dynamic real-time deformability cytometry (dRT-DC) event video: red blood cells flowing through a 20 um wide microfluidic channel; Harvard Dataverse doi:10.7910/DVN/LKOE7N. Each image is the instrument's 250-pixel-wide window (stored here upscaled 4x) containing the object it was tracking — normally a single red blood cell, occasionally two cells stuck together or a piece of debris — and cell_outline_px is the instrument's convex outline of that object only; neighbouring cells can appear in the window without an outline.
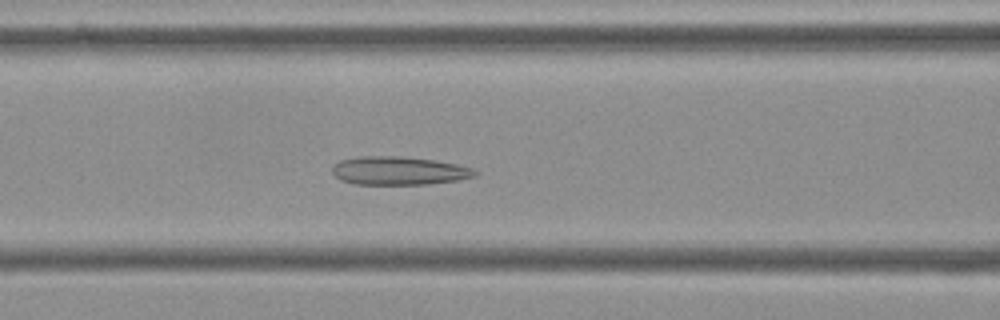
{"species": "Egyptian fruit bat (a non-hibernating species)", "species_latin": "Rousettus aegyptiacus", "temperature_condition": "cold", "stored_images_in_passage": 56, "camera_frame_rate_fps": 3000, "um_per_image_px": 0.085, "frame": {"image": 1, "passage_image": 23, "time_ms": 7.333, "image_size_px": [1000, 320], "cell_outline_px": [[476, 176], [460, 180], [428, 184], [356, 184], [340, 180], [332, 172], [332, 164], [340, 160], [360, 156], [400, 156], [432, 160], [456, 164], [472, 168], [476, 172]], "centroid_in_image_um": [33.87, 14.51], "position_along_channel_um": 132.7, "area_um2": 23.58}}
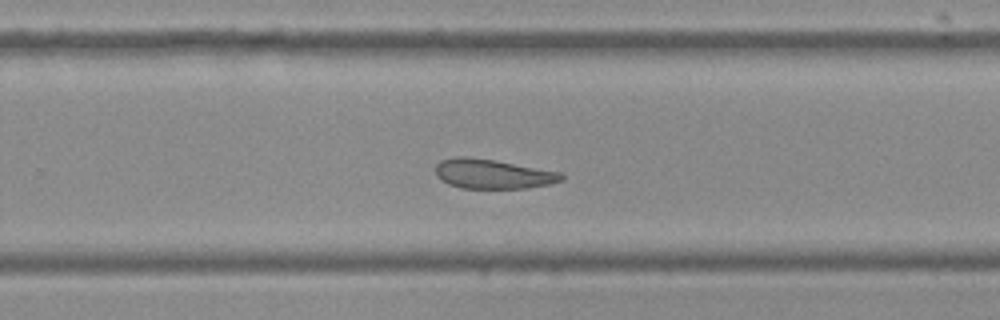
{"frame": {"image": 2, "passage_image": 36, "time_ms": 11.667, "image_size_px": [1000, 320], "cell_outline_px": [[564, 180], [548, 184], [528, 188], [460, 188], [448, 184], [440, 180], [436, 176], [436, 164], [440, 160], [456, 156], [464, 156], [496, 160], [560, 172], [564, 176]], "centroid_in_image_um": [41.85, 14.78], "position_along_channel_um": 288.0, "area_um2": 21.79}}
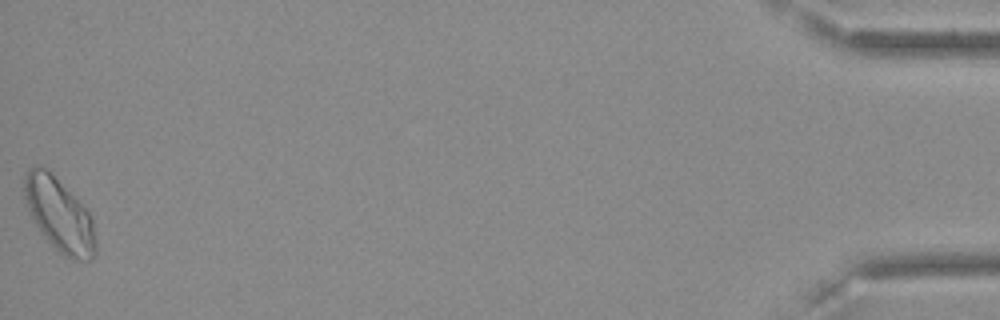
{"frame": {"image": 3, "passage_image": 56, "time_ms": 18.333, "image_size_px": [1000, 320], "cell_outline_px": [[96, 256], [92, 260], [72, 260], [64, 256], [40, 232], [28, 212], [24, 196], [24, 172], [28, 168], [36, 164], [44, 168], [88, 212], [92, 220], [96, 240]], "centroid_in_image_um": [5.02, 18.31], "position_along_channel_um": 430.2, "area_um2": 30.0}, "authors_computed_cell_mechanics": {"area_um2": 24.9696, "velocity_mm_per_s": 3.5871, "shape_relaxation_time_tau1_ms": null, "shape_relaxation_time_tau2_ms": 2.9921, "deformation_change_tau1": null, "deformation_change_tau2": 0.0931}}